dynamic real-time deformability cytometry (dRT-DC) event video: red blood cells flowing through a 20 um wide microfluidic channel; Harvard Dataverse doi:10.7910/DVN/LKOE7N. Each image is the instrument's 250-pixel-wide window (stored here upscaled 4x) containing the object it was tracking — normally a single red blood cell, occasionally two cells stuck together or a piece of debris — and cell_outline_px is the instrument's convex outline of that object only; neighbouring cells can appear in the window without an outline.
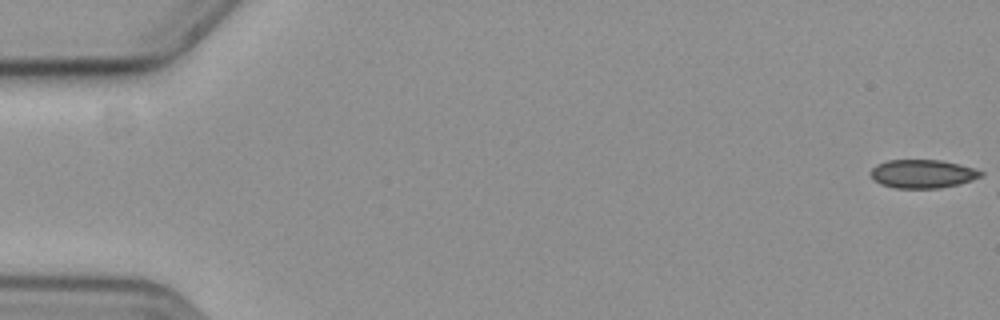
{"species": "common noctule bat (a hibernating species)", "species_latin": "Nyctalus noctula", "temperature_condition": "cold", "stored_images_in_passage": 7, "camera_frame_rate_fps": 3000, "um_per_image_px": 0.085, "animal": {"sex": "female", "body_mass_g": 19.3, "forearm_length_mm": 54.1}, "frame": {"image": 1, "passage_image": 1, "time_ms": 0.0, "image_size_px": [1000, 320], "cell_outline_px": [[984, 176], [960, 184], [940, 188], [896, 188], [880, 184], [868, 172], [876, 164], [888, 160], [940, 160], [960, 164], [984, 172]], "centroid_in_image_um": [78.43, 14.77], "position_along_channel_um": 6.6, "area_um2": 18.38}}